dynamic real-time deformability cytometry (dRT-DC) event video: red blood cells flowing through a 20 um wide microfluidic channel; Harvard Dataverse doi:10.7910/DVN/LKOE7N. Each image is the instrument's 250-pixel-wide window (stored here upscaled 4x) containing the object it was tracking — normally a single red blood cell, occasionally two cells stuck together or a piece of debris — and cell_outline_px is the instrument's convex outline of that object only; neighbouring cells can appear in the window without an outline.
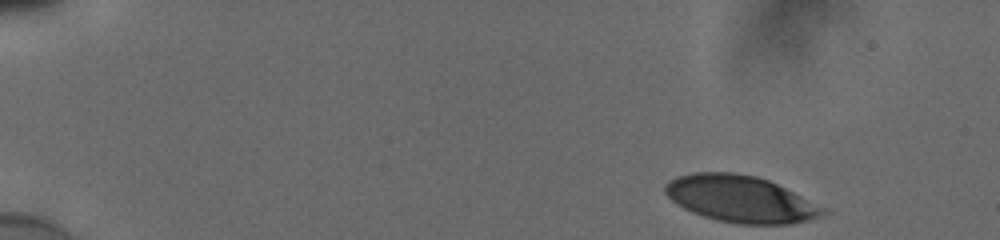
{"species": "human", "species_latin": "Homo sapiens", "temperature_condition": "cold", "stored_images_in_passage": 49, "camera_frame_rate_fps": 3000, "um_per_image_px": 0.085, "donor": {"sex": "male"}, "frame": {"image": 1, "passage_image": 1, "time_ms": 0.0, "image_size_px": [1000, 240], "cell_outline_px": [[832, 212], [824, 216], [808, 220], [788, 224], [740, 224], [716, 220], [692, 212], [684, 208], [672, 200], [664, 192], [664, 184], [668, 180], [676, 176], [692, 172], [736, 172], [756, 176], [768, 180], [828, 208]], "centroid_in_image_um": [62.98, 16.91], "position_along_channel_um": 22.0, "area_um2": 43.35}}
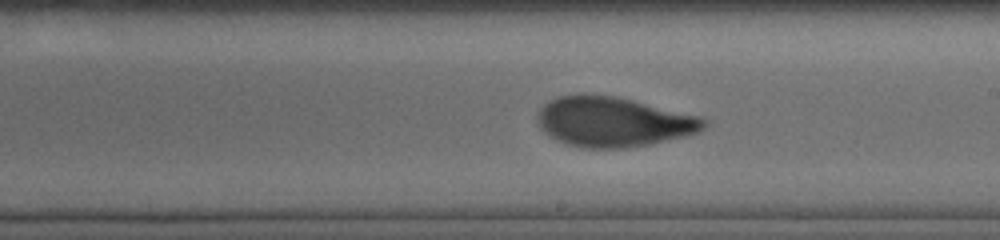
{"frame": {"image": 2, "passage_image": 28, "time_ms": 9.0, "image_size_px": [1000, 240], "cell_outline_px": [[708, 124], [700, 132], [652, 144], [620, 148], [584, 148], [568, 144], [556, 140], [544, 132], [540, 128], [536, 120], [536, 116], [540, 108], [548, 100], [560, 96], [580, 92], [584, 92], [616, 96], [700, 116], [708, 120]], "centroid_in_image_um": [52.1, 10.33], "position_along_channel_um": 236.9, "area_um2": 48.96}}
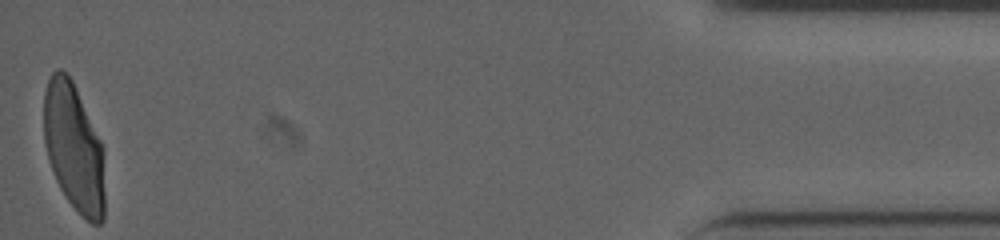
{"frame": {"image": 3, "passage_image": 49, "time_ms": 16.0, "image_size_px": [1000, 240], "cell_outline_px": [[104, 220], [100, 224], [92, 224], [68, 200], [60, 188], [56, 180], [48, 156], [44, 140], [44, 92], [48, 80], [52, 72], [56, 68], [60, 68], [72, 80], [104, 148]], "centroid_in_image_um": [6.29, 12.53], "position_along_channel_um": 428.9, "area_um2": 45.2}, "authors_computed_cell_mechanics": {"area_um2": 46.5868, "velocity_mm_per_s": 3.8503, "shape_relaxation_time_tau1_ms": 5.6402, "shape_relaxation_time_tau2_ms": 0.8539, "deformation_change_tau1": 0.2237, "deformation_change_tau2": 0.0664}}